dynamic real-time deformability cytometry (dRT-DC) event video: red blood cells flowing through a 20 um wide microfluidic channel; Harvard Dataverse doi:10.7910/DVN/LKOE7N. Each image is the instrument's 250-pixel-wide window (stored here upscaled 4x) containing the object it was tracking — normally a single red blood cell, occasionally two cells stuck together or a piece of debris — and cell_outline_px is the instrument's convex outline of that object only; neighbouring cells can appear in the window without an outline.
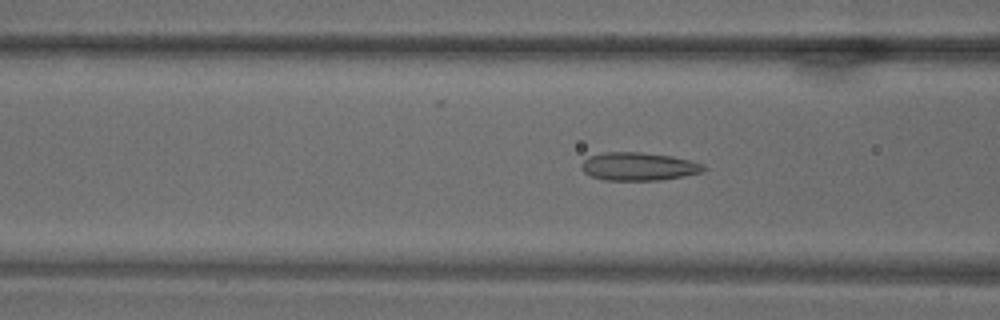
{"species": "common noctule bat (a hibernating species)", "species_latin": "Nyctalus noctula", "temperature_condition": "warm", "stored_images_in_passage": 49, "camera_frame_rate_fps": 3000, "um_per_image_px": 0.085, "animal": {"sex": "male", "body_mass_g": 18.8}, "frame": {"image": 1, "passage_image": 6, "time_ms": 1.667, "image_size_px": [1000, 320], "cell_outline_px": [[708, 168], [704, 172], [684, 176], [660, 180], [604, 180], [592, 176], [584, 172], [580, 168], [580, 164], [588, 156], [604, 152], [640, 152], [672, 156], [704, 164]], "centroid_in_image_um": [54.29, 14.15], "position_along_channel_um": 112.3, "area_um2": 20.17}}
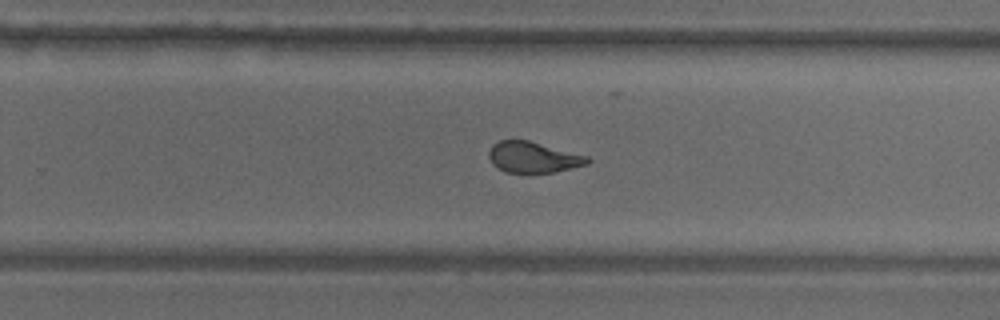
{"frame": {"image": 2, "passage_image": 24, "time_ms": 7.667, "image_size_px": [1000, 320], "cell_outline_px": [[592, 160], [588, 164], [572, 168], [552, 172], [528, 176], [504, 172], [492, 164], [488, 156], [488, 152], [492, 144], [500, 140], [528, 140], [588, 156]], "centroid_in_image_um": [45.29, 13.41], "position_along_channel_um": 284.5, "area_um2": 18.44}}
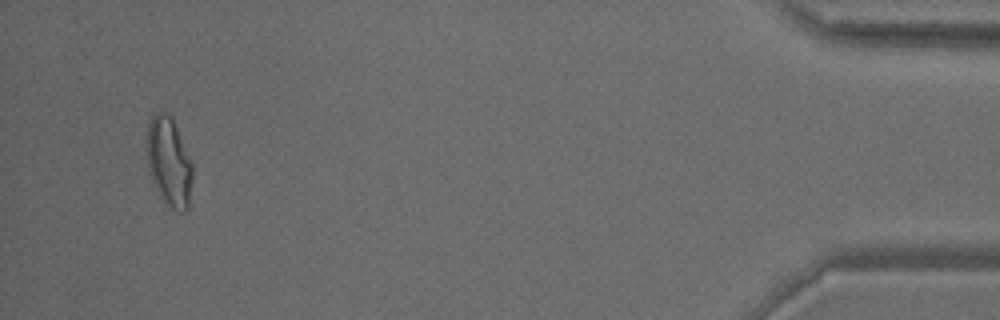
{"frame": {"image": 3, "passage_image": 46, "time_ms": 15.0, "image_size_px": [1000, 320], "cell_outline_px": [[192, 180], [188, 208], [184, 212], [180, 212], [172, 208], [160, 196], [148, 172], [144, 148], [148, 120], [156, 112], [164, 112], [172, 120], [176, 128], [192, 164]], "centroid_in_image_um": [14.3, 13.76], "position_along_channel_um": 420.9, "area_um2": 23.81}}